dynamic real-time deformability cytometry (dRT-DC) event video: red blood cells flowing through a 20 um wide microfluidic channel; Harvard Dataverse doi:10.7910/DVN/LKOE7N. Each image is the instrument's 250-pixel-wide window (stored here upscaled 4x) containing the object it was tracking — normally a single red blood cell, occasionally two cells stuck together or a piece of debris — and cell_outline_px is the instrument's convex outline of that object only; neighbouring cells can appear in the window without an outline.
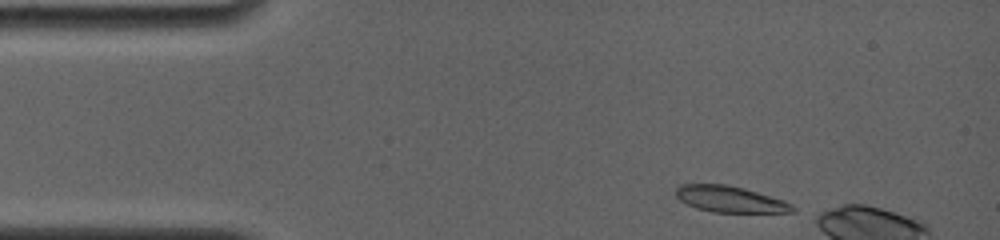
{"species": "common noctule bat (a hibernating species)", "species_latin": "Nyctalus noctula", "temperature_condition": "room temperature", "stored_images_in_passage": 3, "camera_frame_rate_fps": 4000, "um_per_image_px": 0.085, "animal": {"sex": "female", "body_mass_g": 19.0, "forearm_length_mm": 56.7}, "frame": {"image": 1, "passage_image": 1, "time_ms": 0.0, "image_size_px": [1000, 240], "cell_outline_px": [[796, 212], [712, 212], [696, 208], [680, 200], [676, 196], [676, 188], [680, 184], [728, 184], [744, 188], [772, 196], [784, 200], [792, 204], [796, 208]], "centroid_in_image_um": [62.08, 16.93], "position_along_channel_um": 22.9, "area_um2": 17.92}}